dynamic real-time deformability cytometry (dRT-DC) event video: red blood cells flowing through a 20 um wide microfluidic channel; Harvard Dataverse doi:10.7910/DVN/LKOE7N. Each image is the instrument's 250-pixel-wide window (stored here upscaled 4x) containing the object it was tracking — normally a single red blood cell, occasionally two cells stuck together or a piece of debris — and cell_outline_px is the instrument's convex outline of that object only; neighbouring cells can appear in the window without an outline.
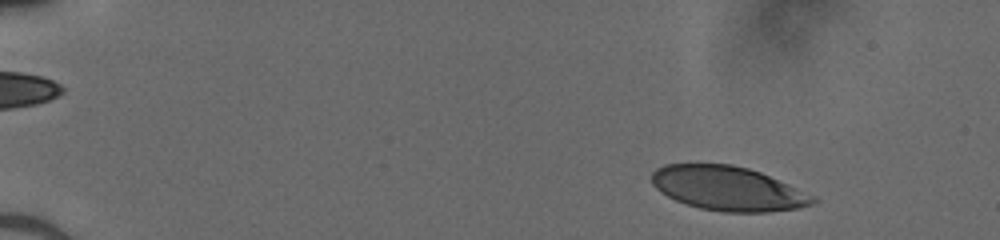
{"species": "human", "species_latin": "Homo sapiens", "temperature_condition": "cold", "stored_images_in_passage": 48, "camera_frame_rate_fps": 3000, "um_per_image_px": 0.085, "donor": {"sex": "male"}, "frame": {"image": 1, "passage_image": 4, "time_ms": 1.0, "image_size_px": [1000, 240], "cell_outline_px": [[820, 200], [812, 204], [796, 208], [768, 212], [724, 212], [700, 208], [676, 200], [660, 192], [652, 184], [652, 172], [656, 168], [664, 164], [732, 164], [748, 168], [760, 172], [816, 196]], "centroid_in_image_um": [61.88, 16.02], "position_along_channel_um": 23.1, "area_um2": 41.5}}
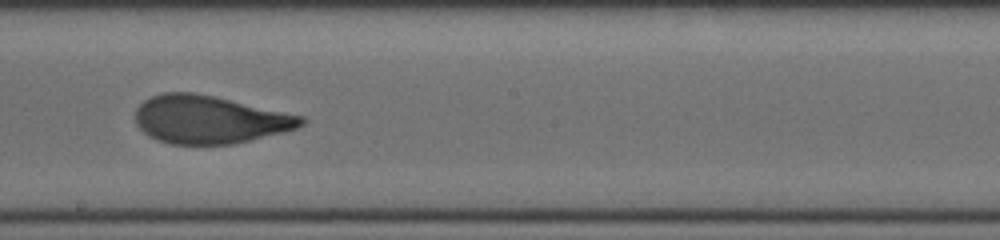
{"frame": {"image": 2, "passage_image": 28, "time_ms": 9.0, "image_size_px": [1000, 240], "cell_outline_px": [[308, 120], [304, 124], [296, 128], [284, 132], [232, 144], [172, 144], [156, 140], [148, 136], [136, 124], [136, 108], [144, 100], [152, 96], [164, 92], [192, 92], [212, 96], [304, 116]], "centroid_in_image_um": [17.8, 10.16], "position_along_channel_um": 230.4, "area_um2": 46.12}}
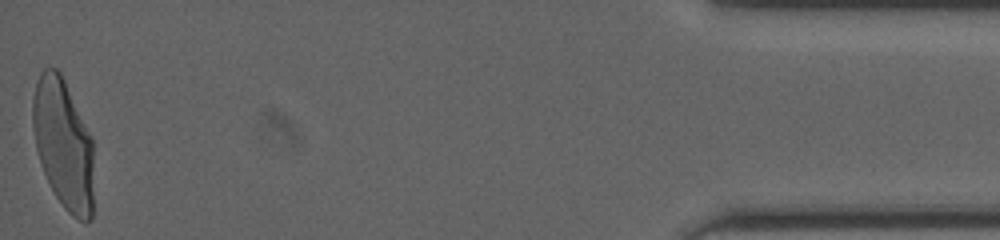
{"frame": {"image": 3, "passage_image": 48, "time_ms": 15.667, "image_size_px": [1000, 240], "cell_outline_px": [[92, 220], [80, 220], [72, 216], [64, 208], [56, 196], [44, 172], [36, 148], [32, 124], [32, 100], [36, 80], [40, 72], [44, 68], [56, 68], [60, 72], [92, 136]], "centroid_in_image_um": [5.37, 12.2], "position_along_channel_um": 429.8, "area_um2": 45.95}}